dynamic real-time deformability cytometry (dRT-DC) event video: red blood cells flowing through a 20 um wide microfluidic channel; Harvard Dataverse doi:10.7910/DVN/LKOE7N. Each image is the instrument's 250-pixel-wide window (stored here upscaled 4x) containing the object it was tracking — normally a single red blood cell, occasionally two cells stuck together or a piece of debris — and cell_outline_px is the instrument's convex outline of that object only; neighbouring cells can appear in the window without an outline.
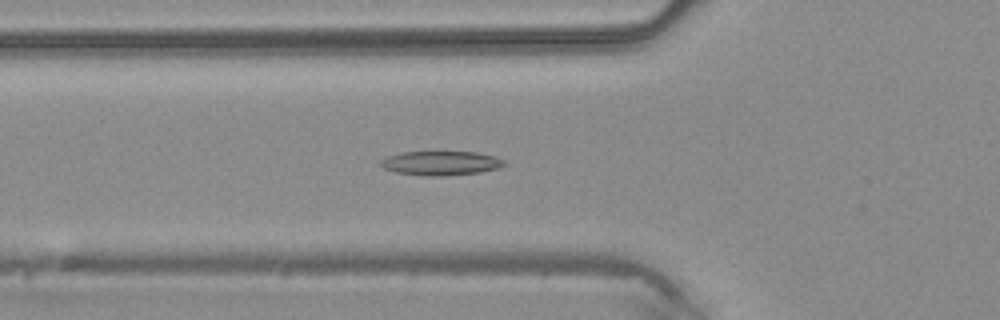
{"species": "common noctule bat (a hibernating species)", "species_latin": "Nyctalus noctula", "temperature_condition": "warm", "stored_images_in_passage": 37, "camera_frame_rate_fps": 3000, "um_per_image_px": 0.085, "animal": {"sex": "male", "body_mass_g": 20.4}, "frame": {"image": 1, "passage_image": 8, "time_ms": 2.333, "image_size_px": [1000, 320], "cell_outline_px": [[504, 164], [496, 168], [480, 172], [440, 176], [424, 176], [396, 172], [384, 168], [380, 164], [380, 160], [388, 156], [400, 152], [476, 152], [496, 156], [504, 160]], "centroid_in_image_um": [37.44, 13.86], "position_along_channel_um": 88.4, "area_um2": 17.28}}
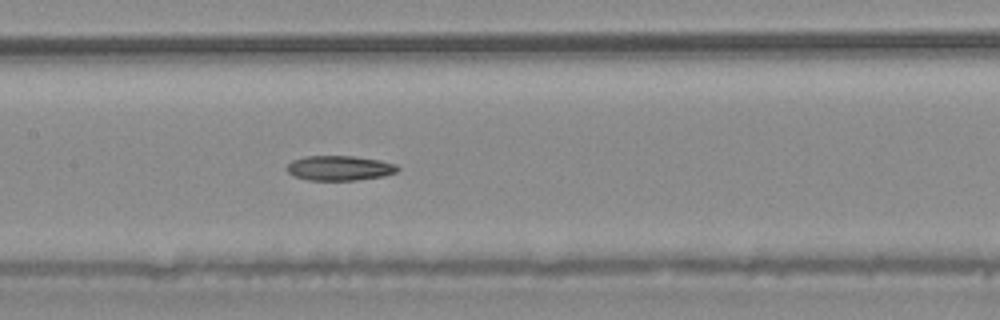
{"frame": {"image": 2, "passage_image": 14, "time_ms": 4.333, "image_size_px": [1000, 320], "cell_outline_px": [[400, 168], [396, 172], [384, 176], [356, 180], [308, 180], [296, 176], [288, 172], [288, 164], [292, 160], [304, 156], [352, 156], [380, 160], [396, 164]], "centroid_in_image_um": [28.89, 14.28], "position_along_channel_um": 178.5, "area_um2": 15.95}}
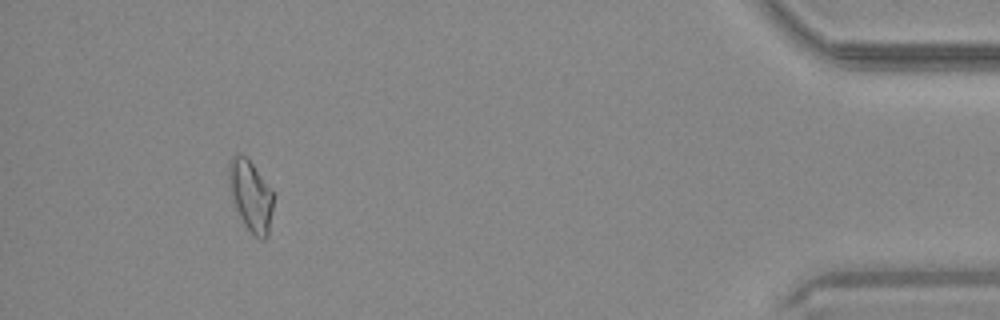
{"frame": {"image": 3, "passage_image": 34, "time_ms": 11.0, "image_size_px": [1000, 320], "cell_outline_px": [[272, 208], [268, 236], [264, 240], [260, 240], [244, 224], [232, 200], [228, 184], [228, 164], [232, 156], [236, 152], [240, 152], [248, 156], [272, 192]], "centroid_in_image_um": [21.27, 16.57], "position_along_channel_um": 413.9, "area_um2": 18.44}}